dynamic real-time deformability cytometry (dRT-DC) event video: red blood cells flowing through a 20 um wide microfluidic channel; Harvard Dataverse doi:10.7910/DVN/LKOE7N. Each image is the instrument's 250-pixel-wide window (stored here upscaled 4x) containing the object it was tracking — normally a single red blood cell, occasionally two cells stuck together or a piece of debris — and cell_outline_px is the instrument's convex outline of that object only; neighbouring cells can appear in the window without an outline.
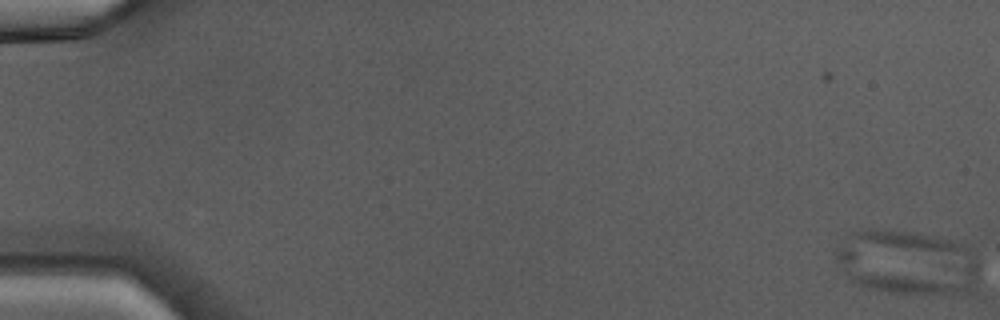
{"species": "Egyptian fruit bat (a non-hibernating species)", "species_latin": "Rousettus aegyptiacus", "temperature_condition": "warm", "stored_images_in_passage": 5, "camera_frame_rate_fps": 3000, "um_per_image_px": 0.085, "animal": {"sex": "male"}, "frame": {"image": 1, "passage_image": 1, "time_ms": 0.0, "image_size_px": [1000, 320], "cell_outline_px": [[980, 264], [976, 288], [972, 292], [964, 296], [888, 292], [856, 284], [848, 280], [836, 260], [832, 252], [848, 232], [860, 228], [872, 228], [920, 232], [936, 236], [964, 244], [972, 252]], "centroid_in_image_um": [77.12, 22.3], "position_along_channel_um": 7.9, "area_um2": 56.18}}